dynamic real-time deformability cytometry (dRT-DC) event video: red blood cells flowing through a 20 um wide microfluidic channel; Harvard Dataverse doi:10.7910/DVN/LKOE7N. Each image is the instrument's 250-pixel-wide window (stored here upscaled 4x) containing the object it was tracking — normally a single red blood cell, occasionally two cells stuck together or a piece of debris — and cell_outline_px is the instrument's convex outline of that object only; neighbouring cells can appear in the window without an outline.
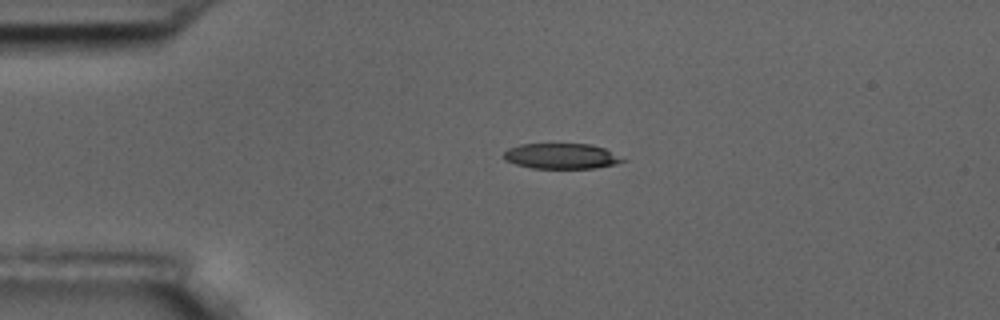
{"species": "common noctule bat (a hibernating species)", "species_latin": "Nyctalus noctula", "temperature_condition": "room temperature", "stored_images_in_passage": 2, "camera_frame_rate_fps": 3000, "um_per_image_px": 0.085, "animal": {"sex": "male", "body_mass_g": 17.5, "forearm_length_mm": 52.3}, "frame": {"image": 1, "passage_image": 1, "time_ms": 0.0, "image_size_px": [1000, 320], "cell_outline_px": [[628, 160], [616, 164], [596, 168], [532, 168], [516, 164], [504, 160], [504, 152], [508, 148], [520, 144], [592, 144], [604, 148]], "centroid_in_image_um": [47.73, 13.27], "position_along_channel_um": 37.3, "area_um2": 17.69}}